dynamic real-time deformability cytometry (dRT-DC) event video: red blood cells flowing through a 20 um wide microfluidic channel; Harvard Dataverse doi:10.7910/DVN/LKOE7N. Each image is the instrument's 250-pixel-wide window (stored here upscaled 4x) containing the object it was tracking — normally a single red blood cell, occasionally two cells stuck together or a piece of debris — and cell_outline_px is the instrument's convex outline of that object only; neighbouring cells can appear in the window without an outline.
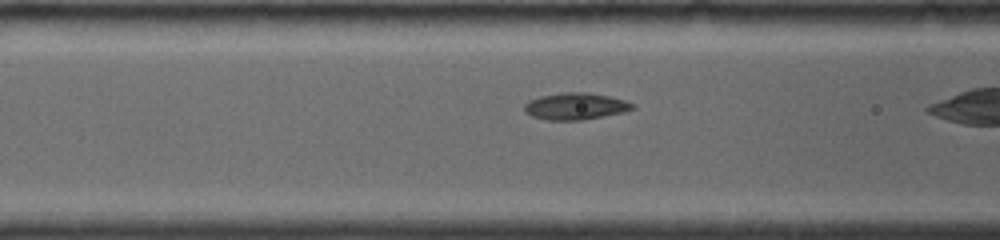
{"species": "common noctule bat (a hibernating species)", "species_latin": "Nyctalus noctula", "temperature_condition": "room temperature", "stored_images_in_passage": 21, "camera_frame_rate_fps": 4000, "um_per_image_px": 0.085, "animal": {"sex": "female", "body_mass_g": 19.0, "forearm_length_mm": 56.7}, "frame": {"image": 1, "passage_image": 12, "time_ms": 2.25, "image_size_px": [1000, 240], "cell_outline_px": [[636, 108], [624, 112], [584, 120], [548, 120], [532, 116], [524, 112], [524, 104], [528, 100], [540, 96], [564, 92], [588, 92], [608, 96], [624, 100], [632, 104]], "centroid_in_image_um": [48.89, 9.03], "position_along_channel_um": 117.7, "area_um2": 16.94}}